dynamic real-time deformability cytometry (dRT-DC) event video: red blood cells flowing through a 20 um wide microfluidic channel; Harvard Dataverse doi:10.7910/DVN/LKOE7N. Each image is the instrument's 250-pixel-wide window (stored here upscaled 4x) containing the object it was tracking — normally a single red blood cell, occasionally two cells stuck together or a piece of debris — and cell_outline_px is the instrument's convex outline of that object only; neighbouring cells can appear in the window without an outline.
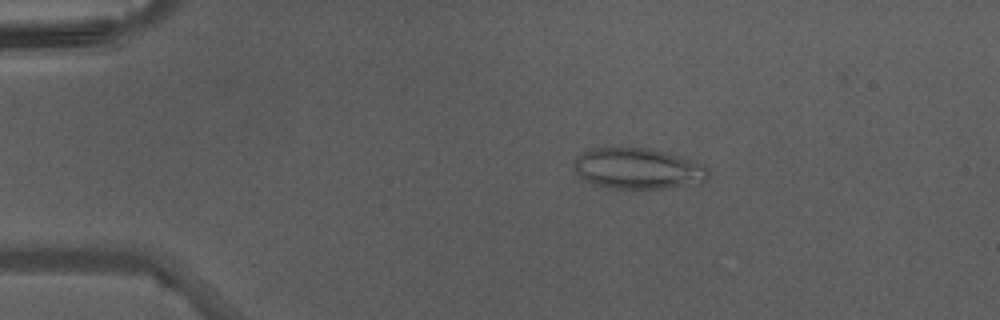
{"species": "Egyptian fruit bat (a non-hibernating species)", "species_latin": "Rousettus aegyptiacus", "temperature_condition": "warm", "stored_images_in_passage": 39, "camera_frame_rate_fps": 3000, "um_per_image_px": 0.085, "animal": {"sex": "male"}, "frame": {"image": 1, "passage_image": 3, "time_ms": 0.667, "image_size_px": [1000, 320], "cell_outline_px": [[708, 176], [704, 180], [688, 184], [664, 188], [612, 188], [596, 184], [584, 180], [572, 168], [572, 160], [576, 156], [584, 152], [596, 148], [648, 148], [664, 152], [692, 160], [704, 164], [708, 168]], "centroid_in_image_um": [54.17, 14.32], "position_along_channel_um": 30.8, "area_um2": 31.62}}
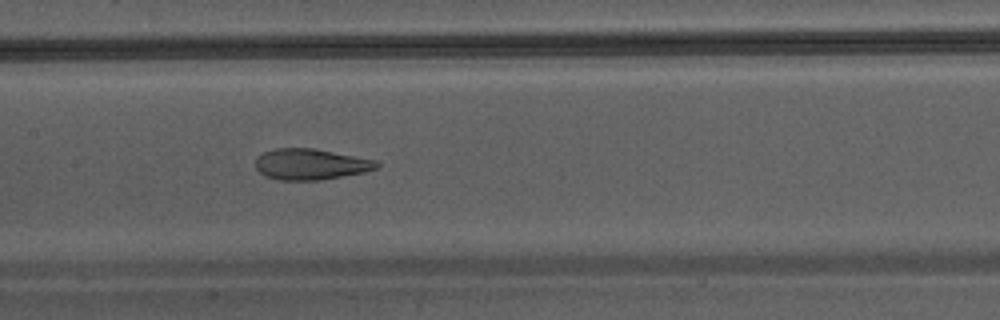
{"frame": {"image": 2, "passage_image": 17, "time_ms": 5.333, "image_size_px": [1000, 320], "cell_outline_px": [[380, 164], [376, 168], [364, 172], [320, 180], [276, 180], [264, 176], [256, 168], [256, 156], [264, 152], [276, 148], [316, 148], [380, 160]], "centroid_in_image_um": [26.43, 13.95], "position_along_channel_um": 181.0, "area_um2": 22.2}}
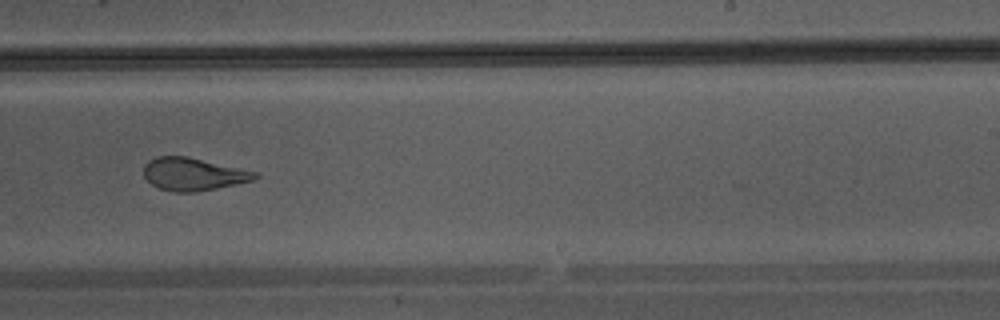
{"frame": {"image": 3, "passage_image": 23, "time_ms": 7.333, "image_size_px": [1000, 320], "cell_outline_px": [[260, 176], [252, 180], [236, 184], [216, 188], [192, 192], [172, 192], [160, 188], [152, 184], [144, 176], [144, 164], [148, 160], [156, 156], [188, 156], [260, 172]], "centroid_in_image_um": [16.44, 14.78], "position_along_channel_um": 272.6, "area_um2": 21.33}}